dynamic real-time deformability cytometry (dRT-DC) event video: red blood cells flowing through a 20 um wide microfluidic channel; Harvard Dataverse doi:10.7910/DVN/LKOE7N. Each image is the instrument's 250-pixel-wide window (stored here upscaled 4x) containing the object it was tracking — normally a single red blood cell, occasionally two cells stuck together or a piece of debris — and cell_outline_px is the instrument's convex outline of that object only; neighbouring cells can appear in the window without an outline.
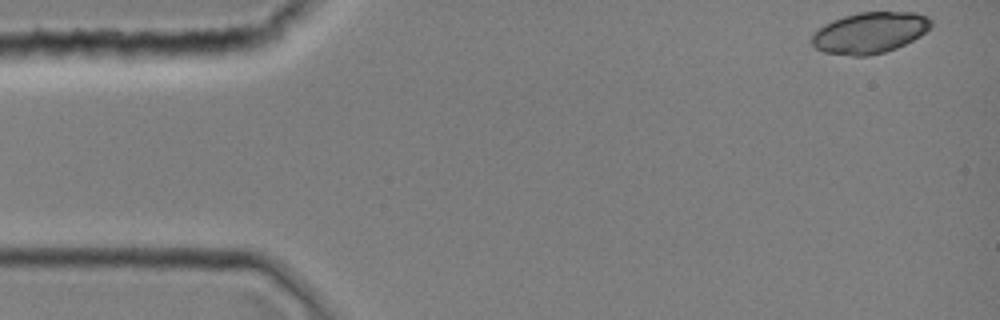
{"species": "common noctule bat (a hibernating species)", "species_latin": "Nyctalus noctula", "temperature_condition": "room temperature", "stored_images_in_passage": 37, "camera_frame_rate_fps": 3000, "um_per_image_px": 0.085, "animal": {"sex": "female", "body_mass_g": 19.0, "forearm_length_mm": 51.5}, "frame": {"image": 1, "passage_image": 1, "time_ms": 0.0, "image_size_px": [1000, 320], "cell_outline_px": [[932, 24], [920, 36], [896, 48], [884, 52], [868, 56], [852, 56], [824, 52], [816, 48], [812, 44], [812, 32], [824, 24], [832, 20], [844, 16], [860, 12], [916, 12], [928, 16], [932, 20]], "centroid_in_image_um": [73.91, 2.77], "position_along_channel_um": 11.1, "area_um2": 28.61}}
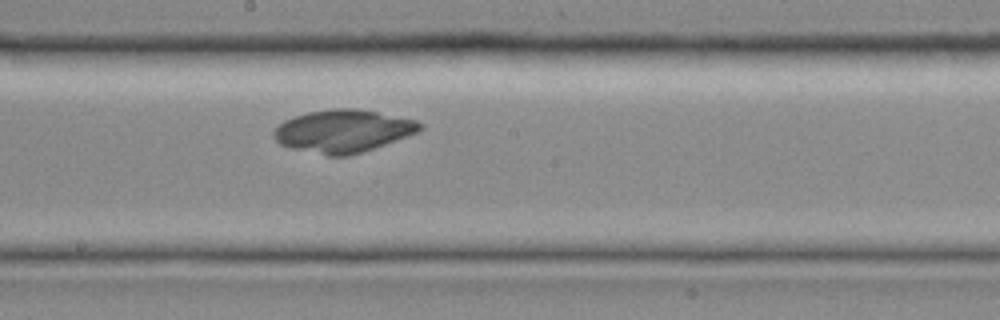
{"frame": {"image": 2, "passage_image": 21, "time_ms": 6.667, "image_size_px": [1000, 320], "cell_outline_px": [[424, 128], [408, 136], [348, 156], [328, 156], [292, 148], [280, 144], [272, 136], [272, 132], [284, 120], [308, 112], [332, 108], [356, 108], [416, 120], [424, 124]], "centroid_in_image_um": [29.15, 11.13], "position_along_channel_um": 219.1, "area_um2": 36.07}}
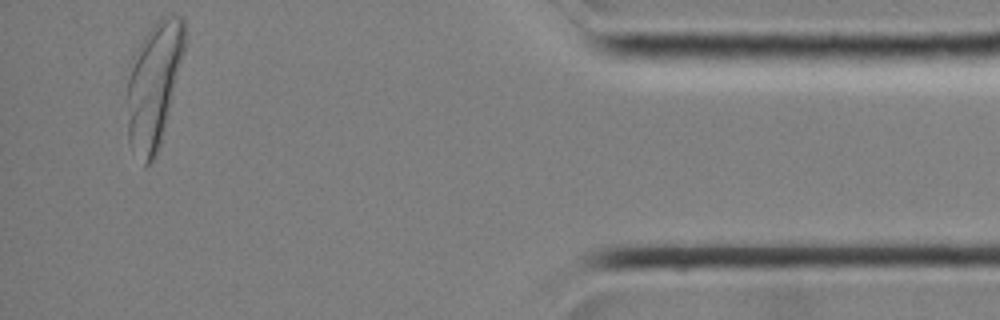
{"frame": {"image": 3, "passage_image": 37, "time_ms": 12.0, "image_size_px": [1000, 320], "cell_outline_px": [[184, 48], [160, 148], [156, 156], [148, 164], [144, 164], [128, 140], [128, 80], [132, 56], [148, 32], [160, 16], [172, 12], [180, 16], [184, 20]], "centroid_in_image_um": [13.08, 7.16], "position_along_channel_um": 422.1, "area_um2": 41.27}}